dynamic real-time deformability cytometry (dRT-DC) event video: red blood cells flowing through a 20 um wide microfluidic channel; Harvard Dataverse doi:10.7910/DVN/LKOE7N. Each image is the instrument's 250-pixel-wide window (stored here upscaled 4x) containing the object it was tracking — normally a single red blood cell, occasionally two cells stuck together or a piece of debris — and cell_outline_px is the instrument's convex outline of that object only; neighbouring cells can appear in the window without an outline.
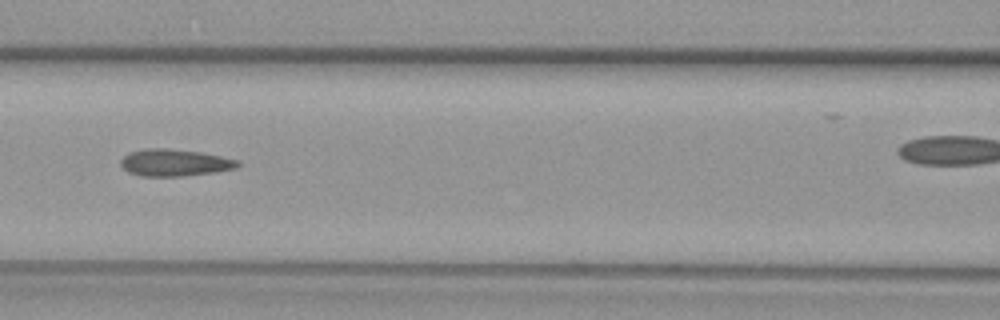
{"species": "common noctule bat (a hibernating species)", "species_latin": "Nyctalus noctula", "temperature_condition": "warm", "stored_images_in_passage": 24, "camera_frame_rate_fps": 3000, "um_per_image_px": 0.085, "animal": {"sex": "female", "body_mass_g": 29.2, "forearm_length_mm": 56.3}, "frame": {"image": 1, "passage_image": 5, "time_ms": 1.333, "image_size_px": [1000, 320], "cell_outline_px": [[240, 164], [236, 168], [216, 172], [184, 176], [140, 176], [128, 172], [120, 164], [120, 160], [128, 152], [148, 148], [164, 148], [200, 152], [240, 160]], "centroid_in_image_um": [14.84, 13.83], "position_along_channel_um": 151.8, "area_um2": 18.44}}
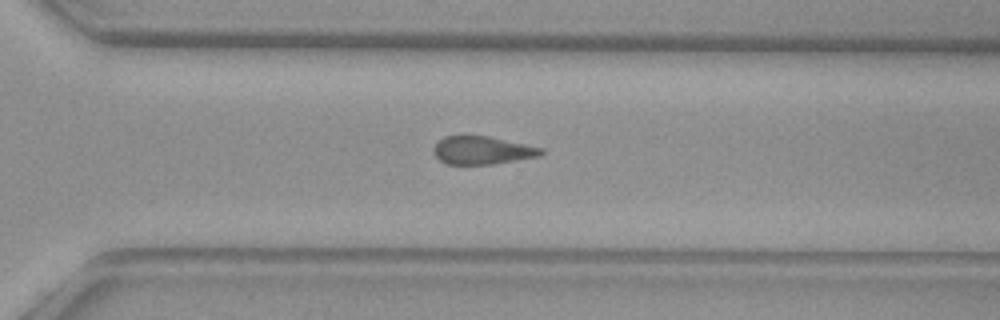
{"frame": {"image": 2, "passage_image": 18, "time_ms": 5.667, "image_size_px": [1000, 320], "cell_outline_px": [[544, 152], [540, 156], [492, 164], [448, 164], [440, 160], [432, 152], [432, 148], [436, 140], [444, 136], [488, 136], [544, 148]], "centroid_in_image_um": [40.96, 12.77], "position_along_channel_um": 329.6, "area_um2": 17.63}}
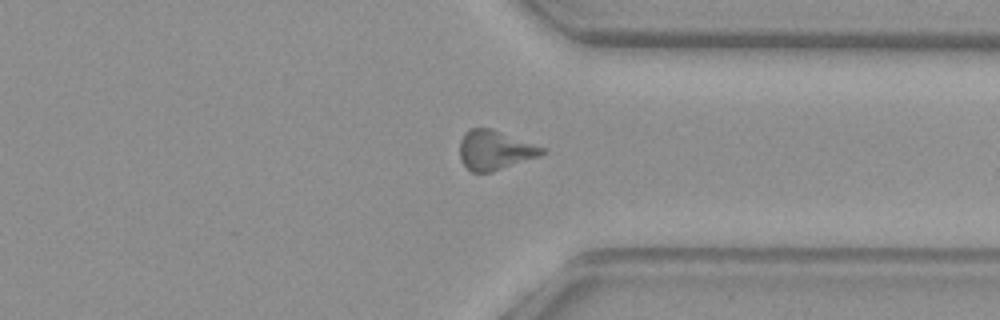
{"frame": {"image": 3, "passage_image": 21, "time_ms": 6.667, "image_size_px": [1000, 320], "cell_outline_px": [[548, 152], [540, 156], [492, 172], [472, 172], [460, 160], [460, 140], [464, 132], [468, 128], [492, 128], [548, 148]], "centroid_in_image_um": [42.11, 12.74], "position_along_channel_um": 369.3, "area_um2": 19.31}}